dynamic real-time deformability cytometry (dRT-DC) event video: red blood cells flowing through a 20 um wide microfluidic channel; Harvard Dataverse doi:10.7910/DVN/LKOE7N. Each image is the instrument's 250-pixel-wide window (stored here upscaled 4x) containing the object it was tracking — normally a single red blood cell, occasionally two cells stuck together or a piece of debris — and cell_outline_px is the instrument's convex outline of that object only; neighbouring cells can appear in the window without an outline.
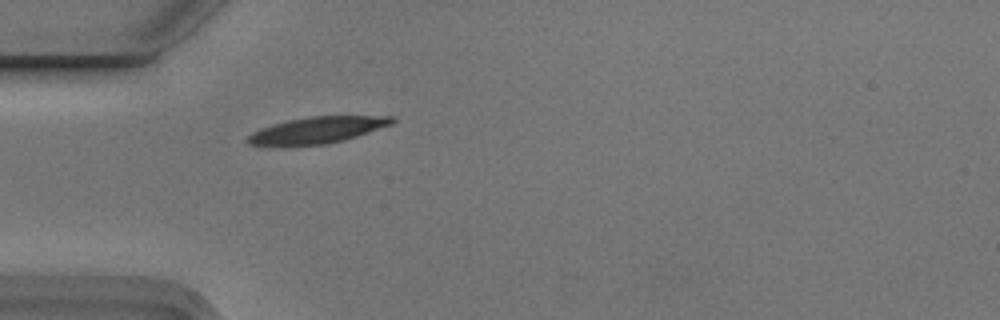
{"species": "Egyptian fruit bat (a non-hibernating species)", "species_latin": "Rousettus aegyptiacus", "temperature_condition": "cold", "stored_images_in_passage": 1, "camera_frame_rate_fps": 3000, "um_per_image_px": 0.085, "animal": {"sex": "male"}, "frame": {"image": 1, "passage_image": 1, "time_ms": 0.0, "image_size_px": [1000, 320], "cell_outline_px": [[396, 120], [392, 124], [344, 140], [324, 144], [248, 144], [244, 140], [252, 132], [260, 128], [288, 120], [312, 116], [396, 116]], "centroid_in_image_um": [27.01, 11.03], "position_along_channel_um": 58.0, "area_um2": 21.68}}